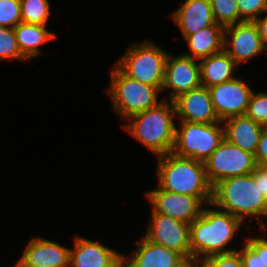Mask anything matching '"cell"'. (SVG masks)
Returning <instances> with one entry per match:
<instances>
[{
	"mask_svg": "<svg viewBox=\"0 0 267 267\" xmlns=\"http://www.w3.org/2000/svg\"><path fill=\"white\" fill-rule=\"evenodd\" d=\"M135 258L123 264L126 267H192L179 253L164 246L155 244L145 237L138 244Z\"/></svg>",
	"mask_w": 267,
	"mask_h": 267,
	"instance_id": "cell-15",
	"label": "cell"
},
{
	"mask_svg": "<svg viewBox=\"0 0 267 267\" xmlns=\"http://www.w3.org/2000/svg\"><path fill=\"white\" fill-rule=\"evenodd\" d=\"M70 249L42 239H32L16 267H66Z\"/></svg>",
	"mask_w": 267,
	"mask_h": 267,
	"instance_id": "cell-14",
	"label": "cell"
},
{
	"mask_svg": "<svg viewBox=\"0 0 267 267\" xmlns=\"http://www.w3.org/2000/svg\"><path fill=\"white\" fill-rule=\"evenodd\" d=\"M21 22L20 0H0V25L14 28Z\"/></svg>",
	"mask_w": 267,
	"mask_h": 267,
	"instance_id": "cell-26",
	"label": "cell"
},
{
	"mask_svg": "<svg viewBox=\"0 0 267 267\" xmlns=\"http://www.w3.org/2000/svg\"><path fill=\"white\" fill-rule=\"evenodd\" d=\"M245 115L264 126L267 123V93L252 94Z\"/></svg>",
	"mask_w": 267,
	"mask_h": 267,
	"instance_id": "cell-27",
	"label": "cell"
},
{
	"mask_svg": "<svg viewBox=\"0 0 267 267\" xmlns=\"http://www.w3.org/2000/svg\"><path fill=\"white\" fill-rule=\"evenodd\" d=\"M241 220L226 211L203 210L190 224V253L192 260L203 253L205 257L227 254L234 250H223L233 237Z\"/></svg>",
	"mask_w": 267,
	"mask_h": 267,
	"instance_id": "cell-2",
	"label": "cell"
},
{
	"mask_svg": "<svg viewBox=\"0 0 267 267\" xmlns=\"http://www.w3.org/2000/svg\"><path fill=\"white\" fill-rule=\"evenodd\" d=\"M159 186L177 194L198 197L212 203L213 187L206 175L204 162L169 153L159 158Z\"/></svg>",
	"mask_w": 267,
	"mask_h": 267,
	"instance_id": "cell-1",
	"label": "cell"
},
{
	"mask_svg": "<svg viewBox=\"0 0 267 267\" xmlns=\"http://www.w3.org/2000/svg\"><path fill=\"white\" fill-rule=\"evenodd\" d=\"M75 250H70L73 267H120L123 256L99 243L77 238Z\"/></svg>",
	"mask_w": 267,
	"mask_h": 267,
	"instance_id": "cell-16",
	"label": "cell"
},
{
	"mask_svg": "<svg viewBox=\"0 0 267 267\" xmlns=\"http://www.w3.org/2000/svg\"><path fill=\"white\" fill-rule=\"evenodd\" d=\"M173 17L185 38L216 24L210 0H187L177 12H174Z\"/></svg>",
	"mask_w": 267,
	"mask_h": 267,
	"instance_id": "cell-19",
	"label": "cell"
},
{
	"mask_svg": "<svg viewBox=\"0 0 267 267\" xmlns=\"http://www.w3.org/2000/svg\"><path fill=\"white\" fill-rule=\"evenodd\" d=\"M168 56L164 74V87H172L171 101L178 95L201 87L200 64H196L190 56L176 58Z\"/></svg>",
	"mask_w": 267,
	"mask_h": 267,
	"instance_id": "cell-13",
	"label": "cell"
},
{
	"mask_svg": "<svg viewBox=\"0 0 267 267\" xmlns=\"http://www.w3.org/2000/svg\"><path fill=\"white\" fill-rule=\"evenodd\" d=\"M223 207L241 221L245 215H266L267 201L256 185L252 172L229 177L213 187L212 203Z\"/></svg>",
	"mask_w": 267,
	"mask_h": 267,
	"instance_id": "cell-3",
	"label": "cell"
},
{
	"mask_svg": "<svg viewBox=\"0 0 267 267\" xmlns=\"http://www.w3.org/2000/svg\"><path fill=\"white\" fill-rule=\"evenodd\" d=\"M263 127H264V130L267 132V123Z\"/></svg>",
	"mask_w": 267,
	"mask_h": 267,
	"instance_id": "cell-35",
	"label": "cell"
},
{
	"mask_svg": "<svg viewBox=\"0 0 267 267\" xmlns=\"http://www.w3.org/2000/svg\"><path fill=\"white\" fill-rule=\"evenodd\" d=\"M235 64L224 50L203 58L200 62L201 85L210 88L233 79L231 73Z\"/></svg>",
	"mask_w": 267,
	"mask_h": 267,
	"instance_id": "cell-21",
	"label": "cell"
},
{
	"mask_svg": "<svg viewBox=\"0 0 267 267\" xmlns=\"http://www.w3.org/2000/svg\"><path fill=\"white\" fill-rule=\"evenodd\" d=\"M149 200L154 204L156 213L167 215L183 223L191 224L198 218L202 201L195 196L177 194L159 189L149 192Z\"/></svg>",
	"mask_w": 267,
	"mask_h": 267,
	"instance_id": "cell-11",
	"label": "cell"
},
{
	"mask_svg": "<svg viewBox=\"0 0 267 267\" xmlns=\"http://www.w3.org/2000/svg\"><path fill=\"white\" fill-rule=\"evenodd\" d=\"M26 59L18 46L14 29L0 25V59Z\"/></svg>",
	"mask_w": 267,
	"mask_h": 267,
	"instance_id": "cell-25",
	"label": "cell"
},
{
	"mask_svg": "<svg viewBox=\"0 0 267 267\" xmlns=\"http://www.w3.org/2000/svg\"><path fill=\"white\" fill-rule=\"evenodd\" d=\"M204 165L207 179L214 187L223 179L251 173L257 164L253 154L224 138Z\"/></svg>",
	"mask_w": 267,
	"mask_h": 267,
	"instance_id": "cell-8",
	"label": "cell"
},
{
	"mask_svg": "<svg viewBox=\"0 0 267 267\" xmlns=\"http://www.w3.org/2000/svg\"><path fill=\"white\" fill-rule=\"evenodd\" d=\"M252 176L261 194L267 201V166L256 165L255 169L252 171Z\"/></svg>",
	"mask_w": 267,
	"mask_h": 267,
	"instance_id": "cell-31",
	"label": "cell"
},
{
	"mask_svg": "<svg viewBox=\"0 0 267 267\" xmlns=\"http://www.w3.org/2000/svg\"><path fill=\"white\" fill-rule=\"evenodd\" d=\"M112 78L110 94L118 114L131 117L158 104L157 87L128 77L119 67L113 71Z\"/></svg>",
	"mask_w": 267,
	"mask_h": 267,
	"instance_id": "cell-7",
	"label": "cell"
},
{
	"mask_svg": "<svg viewBox=\"0 0 267 267\" xmlns=\"http://www.w3.org/2000/svg\"><path fill=\"white\" fill-rule=\"evenodd\" d=\"M224 138L240 149L255 154L263 125L255 122L246 115L226 119Z\"/></svg>",
	"mask_w": 267,
	"mask_h": 267,
	"instance_id": "cell-18",
	"label": "cell"
},
{
	"mask_svg": "<svg viewBox=\"0 0 267 267\" xmlns=\"http://www.w3.org/2000/svg\"><path fill=\"white\" fill-rule=\"evenodd\" d=\"M247 244L257 253L261 255L262 267H267V240L252 238Z\"/></svg>",
	"mask_w": 267,
	"mask_h": 267,
	"instance_id": "cell-33",
	"label": "cell"
},
{
	"mask_svg": "<svg viewBox=\"0 0 267 267\" xmlns=\"http://www.w3.org/2000/svg\"><path fill=\"white\" fill-rule=\"evenodd\" d=\"M171 103L170 105L163 101L132 115L129 118L134 119V123L126 126L131 134L159 156L173 152L175 144L176 127L171 119L175 108L172 101Z\"/></svg>",
	"mask_w": 267,
	"mask_h": 267,
	"instance_id": "cell-4",
	"label": "cell"
},
{
	"mask_svg": "<svg viewBox=\"0 0 267 267\" xmlns=\"http://www.w3.org/2000/svg\"><path fill=\"white\" fill-rule=\"evenodd\" d=\"M254 23L256 24L258 31H259V35L261 37L262 43L264 44V46L266 47V43H267V16L266 18H264L263 20L260 18H257Z\"/></svg>",
	"mask_w": 267,
	"mask_h": 267,
	"instance_id": "cell-34",
	"label": "cell"
},
{
	"mask_svg": "<svg viewBox=\"0 0 267 267\" xmlns=\"http://www.w3.org/2000/svg\"><path fill=\"white\" fill-rule=\"evenodd\" d=\"M201 265L196 267H243V263L238 251L227 254H216L204 257ZM195 267V264H192Z\"/></svg>",
	"mask_w": 267,
	"mask_h": 267,
	"instance_id": "cell-28",
	"label": "cell"
},
{
	"mask_svg": "<svg viewBox=\"0 0 267 267\" xmlns=\"http://www.w3.org/2000/svg\"><path fill=\"white\" fill-rule=\"evenodd\" d=\"M237 4L241 22H254L260 12H267V0H238Z\"/></svg>",
	"mask_w": 267,
	"mask_h": 267,
	"instance_id": "cell-29",
	"label": "cell"
},
{
	"mask_svg": "<svg viewBox=\"0 0 267 267\" xmlns=\"http://www.w3.org/2000/svg\"><path fill=\"white\" fill-rule=\"evenodd\" d=\"M254 157L257 165L267 166V132L264 129L261 133Z\"/></svg>",
	"mask_w": 267,
	"mask_h": 267,
	"instance_id": "cell-32",
	"label": "cell"
},
{
	"mask_svg": "<svg viewBox=\"0 0 267 267\" xmlns=\"http://www.w3.org/2000/svg\"><path fill=\"white\" fill-rule=\"evenodd\" d=\"M238 253L241 257L243 267H262L261 255H257L248 244Z\"/></svg>",
	"mask_w": 267,
	"mask_h": 267,
	"instance_id": "cell-30",
	"label": "cell"
},
{
	"mask_svg": "<svg viewBox=\"0 0 267 267\" xmlns=\"http://www.w3.org/2000/svg\"><path fill=\"white\" fill-rule=\"evenodd\" d=\"M21 22L46 25L49 16L48 0H20Z\"/></svg>",
	"mask_w": 267,
	"mask_h": 267,
	"instance_id": "cell-23",
	"label": "cell"
},
{
	"mask_svg": "<svg viewBox=\"0 0 267 267\" xmlns=\"http://www.w3.org/2000/svg\"><path fill=\"white\" fill-rule=\"evenodd\" d=\"M216 116L220 121L245 115L253 92L235 78L208 88Z\"/></svg>",
	"mask_w": 267,
	"mask_h": 267,
	"instance_id": "cell-10",
	"label": "cell"
},
{
	"mask_svg": "<svg viewBox=\"0 0 267 267\" xmlns=\"http://www.w3.org/2000/svg\"><path fill=\"white\" fill-rule=\"evenodd\" d=\"M225 31L229 34L233 33V50L224 49V51L236 64L256 55L265 48L254 22L239 21L237 25L226 26Z\"/></svg>",
	"mask_w": 267,
	"mask_h": 267,
	"instance_id": "cell-17",
	"label": "cell"
},
{
	"mask_svg": "<svg viewBox=\"0 0 267 267\" xmlns=\"http://www.w3.org/2000/svg\"><path fill=\"white\" fill-rule=\"evenodd\" d=\"M145 238L181 254L191 265L190 224L183 223L153 210L152 224ZM191 259V261H190Z\"/></svg>",
	"mask_w": 267,
	"mask_h": 267,
	"instance_id": "cell-9",
	"label": "cell"
},
{
	"mask_svg": "<svg viewBox=\"0 0 267 267\" xmlns=\"http://www.w3.org/2000/svg\"><path fill=\"white\" fill-rule=\"evenodd\" d=\"M223 31H225V27L216 23L189 35L186 40L193 52V56L189 54L186 56H190L193 59H203L221 52L225 47H230L229 44L225 45L226 39Z\"/></svg>",
	"mask_w": 267,
	"mask_h": 267,
	"instance_id": "cell-20",
	"label": "cell"
},
{
	"mask_svg": "<svg viewBox=\"0 0 267 267\" xmlns=\"http://www.w3.org/2000/svg\"><path fill=\"white\" fill-rule=\"evenodd\" d=\"M13 29L19 49L26 59L37 55L38 45L54 37L45 29V25L20 22Z\"/></svg>",
	"mask_w": 267,
	"mask_h": 267,
	"instance_id": "cell-22",
	"label": "cell"
},
{
	"mask_svg": "<svg viewBox=\"0 0 267 267\" xmlns=\"http://www.w3.org/2000/svg\"><path fill=\"white\" fill-rule=\"evenodd\" d=\"M182 122V131L176 129L172 153L204 162L224 139V128L215 126V123Z\"/></svg>",
	"mask_w": 267,
	"mask_h": 267,
	"instance_id": "cell-6",
	"label": "cell"
},
{
	"mask_svg": "<svg viewBox=\"0 0 267 267\" xmlns=\"http://www.w3.org/2000/svg\"><path fill=\"white\" fill-rule=\"evenodd\" d=\"M167 58V54L152 43H144L135 45L134 49L130 47L117 65L128 77L161 91Z\"/></svg>",
	"mask_w": 267,
	"mask_h": 267,
	"instance_id": "cell-5",
	"label": "cell"
},
{
	"mask_svg": "<svg viewBox=\"0 0 267 267\" xmlns=\"http://www.w3.org/2000/svg\"><path fill=\"white\" fill-rule=\"evenodd\" d=\"M238 0H210L215 22L226 27L236 24L239 18ZM219 20V21H218Z\"/></svg>",
	"mask_w": 267,
	"mask_h": 267,
	"instance_id": "cell-24",
	"label": "cell"
},
{
	"mask_svg": "<svg viewBox=\"0 0 267 267\" xmlns=\"http://www.w3.org/2000/svg\"><path fill=\"white\" fill-rule=\"evenodd\" d=\"M175 114L182 116V121L193 123H219L215 114L208 88L199 87L182 93L172 100Z\"/></svg>",
	"mask_w": 267,
	"mask_h": 267,
	"instance_id": "cell-12",
	"label": "cell"
}]
</instances>
